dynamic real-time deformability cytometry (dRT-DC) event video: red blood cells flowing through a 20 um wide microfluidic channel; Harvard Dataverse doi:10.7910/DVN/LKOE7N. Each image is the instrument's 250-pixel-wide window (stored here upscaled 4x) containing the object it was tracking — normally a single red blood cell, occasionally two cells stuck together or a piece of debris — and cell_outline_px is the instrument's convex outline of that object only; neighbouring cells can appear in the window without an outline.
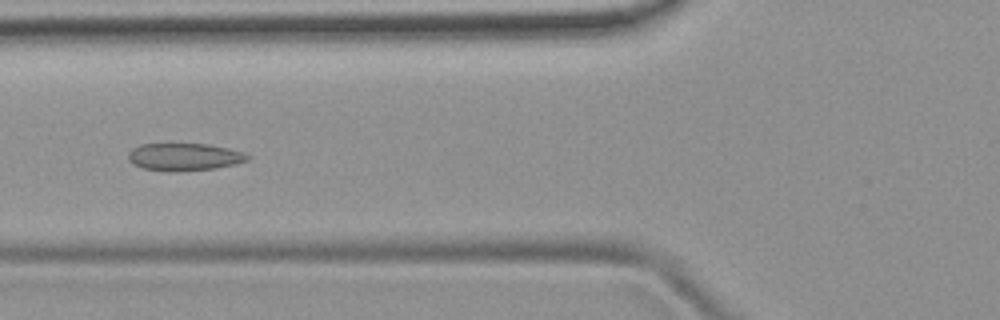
{"species": "common noctule bat (a hibernating species)", "species_latin": "Nyctalus noctula", "temperature_condition": "room temperature", "stored_images_in_passage": 52, "camera_frame_rate_fps": 3000, "um_per_image_px": 0.085, "animal": {"sex": "female", "body_mass_g": 19.9}, "frame": {"image": 1, "passage_image": 20, "time_ms": 6.333, "image_size_px": [1000, 320], "cell_outline_px": [[252, 156], [248, 160], [236, 164], [216, 168], [172, 172], [168, 172], [144, 168], [132, 164], [128, 160], [128, 152], [132, 148], [140, 144], [208, 144], [228, 148], [244, 152]], "centroid_in_image_um": [15.67, 13.34], "position_along_channel_um": 110.1, "area_um2": 19.31}}
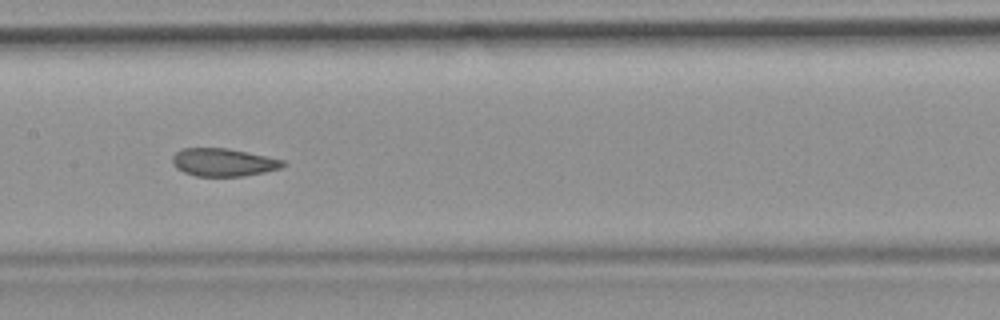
{"frame": {"image": 2, "passage_image": 26, "time_ms": 8.333, "image_size_px": [1000, 320], "cell_outline_px": [[288, 164], [280, 168], [264, 172], [244, 176], [196, 176], [184, 172], [176, 168], [172, 164], [172, 156], [176, 152], [184, 148], [228, 148], [248, 152], [284, 160]], "centroid_in_image_um": [18.99, 13.79], "position_along_channel_um": 188.4, "area_um2": 18.03}}
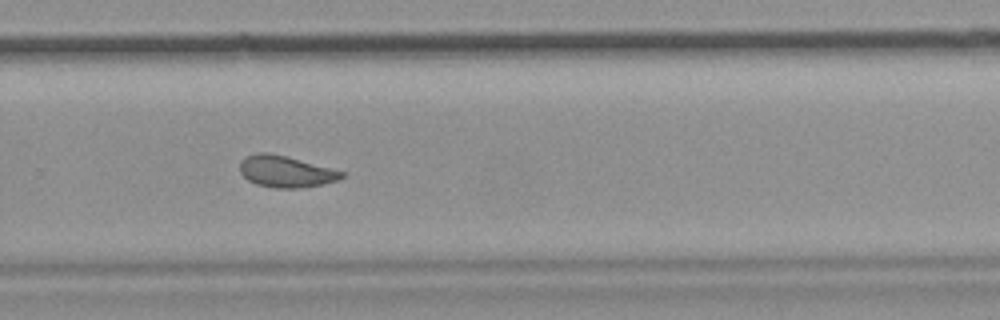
{"frame": {"image": 3, "passage_image": 35, "time_ms": 11.333, "image_size_px": [1000, 320], "cell_outline_px": [[344, 176], [340, 180], [300, 188], [276, 188], [256, 184], [248, 180], [240, 172], [240, 160], [244, 156], [256, 152], [268, 152], [284, 156], [344, 172]], "centroid_in_image_um": [24.23, 14.58], "position_along_channel_um": 305.6, "area_um2": 18.5}, "authors_computed_cell_mechanics": {"area_um2": 19.7098, "velocity_mm_per_s": 3.9145, "shape_relaxation_time_tau1_ms": null, "shape_relaxation_time_tau2_ms": 1.5046, "deformation_change_tau1": null, "deformation_change_tau2": 0.0567}}